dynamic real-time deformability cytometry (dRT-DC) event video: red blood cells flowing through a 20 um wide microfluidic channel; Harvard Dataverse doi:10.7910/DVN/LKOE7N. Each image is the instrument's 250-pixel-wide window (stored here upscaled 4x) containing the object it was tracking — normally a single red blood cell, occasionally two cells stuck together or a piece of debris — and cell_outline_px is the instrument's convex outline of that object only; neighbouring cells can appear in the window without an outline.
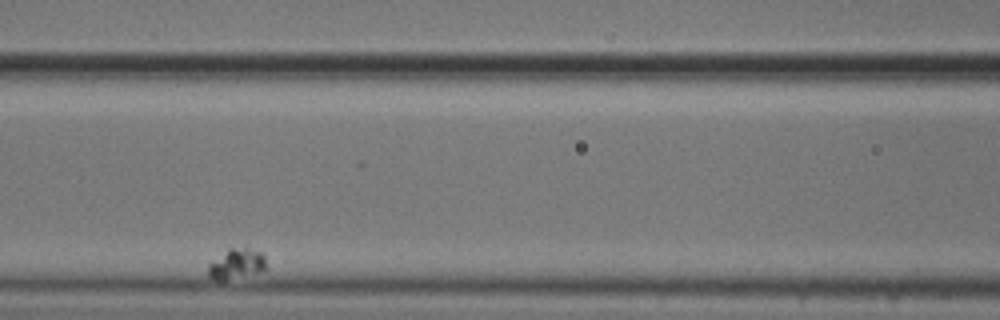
{"species": "common noctule bat (a hibernating species)", "species_latin": "Nyctalus noctula", "temperature_condition": "cold", "stored_images_in_passage": 41, "camera_frame_rate_fps": 3000, "um_per_image_px": 0.085, "animal": {"sex": "male", "body_mass_g": 20.5, "forearm_length_mm": 52.5}, "frame": {"image": 1, "passage_image": 12, "time_ms": 3.667, "image_size_px": [1000, 320], "cell_outline_px": [[268, 268], [256, 272], [220, 280], [216, 280], [208, 276], [208, 264], [228, 248], [244, 244], [248, 244], [260, 252], [264, 256]], "centroid_in_image_um": [20.13, 22.33], "position_along_channel_um": 146.5, "area_um2": 10.46}}
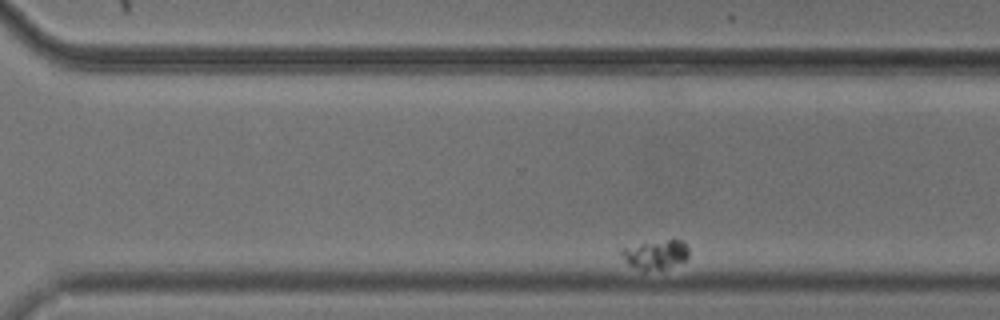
{"frame": {"image": 2, "passage_image": 35, "time_ms": 11.333, "image_size_px": [1000, 320], "cell_outline_px": [[688, 256], [684, 260], [664, 268], [640, 268], [628, 264], [620, 252], [620, 248], [640, 244], [668, 240], [684, 240], [688, 248]], "centroid_in_image_um": [55.74, 21.59], "position_along_channel_um": 314.9, "area_um2": 10.75}}
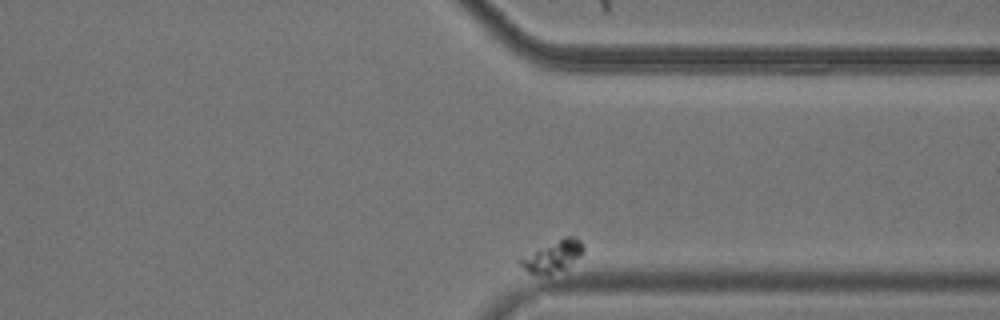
{"frame": {"image": 3, "passage_image": 41, "time_ms": 13.333, "image_size_px": [1000, 320], "cell_outline_px": [[584, 248], [580, 256], [564, 268], [548, 276], [528, 272], [516, 260], [564, 236], [576, 236], [584, 244]], "centroid_in_image_um": [47.0, 21.78], "position_along_channel_um": 364.4, "area_um2": 11.33}}